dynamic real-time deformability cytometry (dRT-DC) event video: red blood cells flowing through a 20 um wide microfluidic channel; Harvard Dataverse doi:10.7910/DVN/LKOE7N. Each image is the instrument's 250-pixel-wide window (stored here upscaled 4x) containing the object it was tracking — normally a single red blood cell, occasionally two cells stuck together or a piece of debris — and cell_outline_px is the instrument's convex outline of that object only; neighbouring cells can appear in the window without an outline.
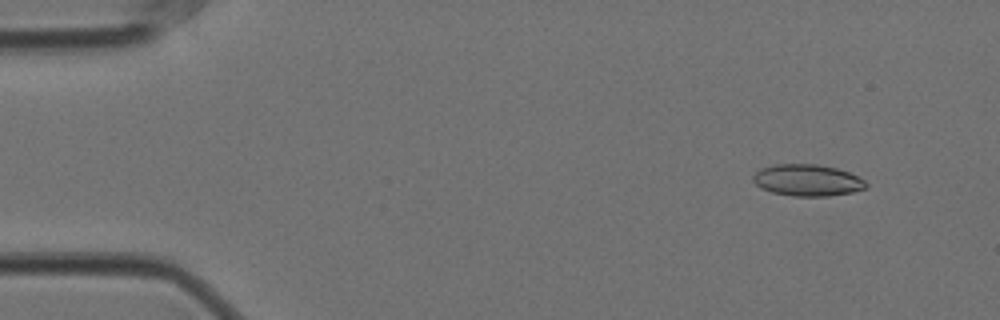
{"species": "Egyptian fruit bat (a non-hibernating species)", "species_latin": "Rousettus aegyptiacus", "temperature_condition": "cold", "stored_images_in_passage": 57, "camera_frame_rate_fps": 3000, "um_per_image_px": 0.085, "animal": {"sex": "female"}, "frame": {"image": 1, "passage_image": 5, "time_ms": 1.333, "image_size_px": [1000, 320], "cell_outline_px": [[868, 188], [852, 192], [828, 196], [792, 196], [772, 192], [760, 188], [752, 180], [752, 176], [760, 168], [776, 164], [816, 164], [836, 168], [848, 172], [864, 180], [868, 184]], "centroid_in_image_um": [68.61, 15.32], "position_along_channel_um": 16.4, "area_um2": 20.87}}
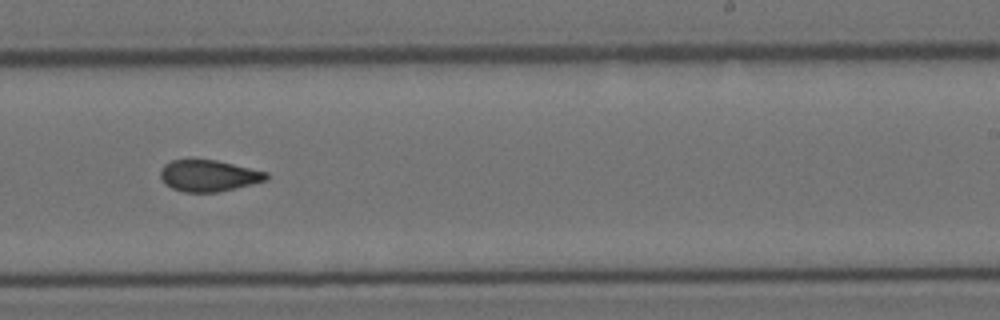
{"frame": {"image": 2, "passage_image": 35, "time_ms": 11.333, "image_size_px": [1000, 320], "cell_outline_px": [[268, 180], [220, 192], [184, 192], [172, 188], [164, 184], [160, 176], [160, 168], [164, 164], [172, 160], [216, 160], [268, 172]], "centroid_in_image_um": [17.73, 14.94], "position_along_channel_um": 271.3, "area_um2": 19.48}}
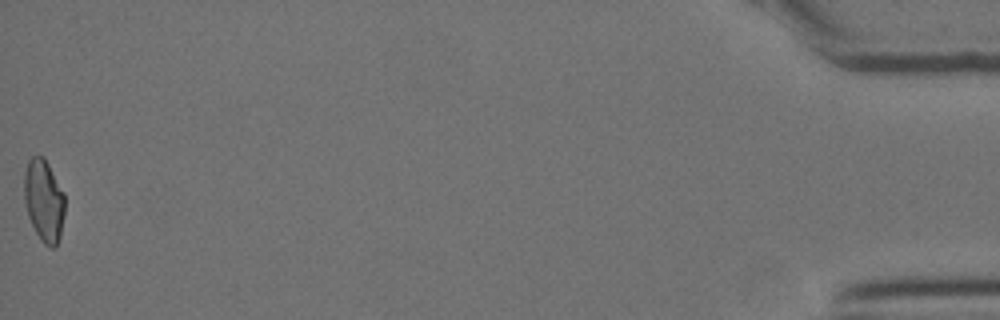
{"frame": {"image": 3, "passage_image": 57, "time_ms": 18.667, "image_size_px": [1000, 320], "cell_outline_px": [[64, 216], [60, 236], [56, 248], [52, 248], [44, 244], [40, 240], [28, 216], [24, 200], [24, 172], [28, 160], [32, 156], [44, 156], [64, 192]], "centroid_in_image_um": [3.73, 17.04], "position_along_channel_um": 431.5, "area_um2": 19.65}, "authors_computed_cell_mechanics": {"area_um2": 20.0566, "velocity_mm_per_s": 3.5311, "shape_relaxation_time_tau1_ms": 9.0624, "shape_relaxation_time_tau2_ms": 2.3715, "deformation_change_tau1": 0.1782, "deformation_change_tau2": 0.0738}}